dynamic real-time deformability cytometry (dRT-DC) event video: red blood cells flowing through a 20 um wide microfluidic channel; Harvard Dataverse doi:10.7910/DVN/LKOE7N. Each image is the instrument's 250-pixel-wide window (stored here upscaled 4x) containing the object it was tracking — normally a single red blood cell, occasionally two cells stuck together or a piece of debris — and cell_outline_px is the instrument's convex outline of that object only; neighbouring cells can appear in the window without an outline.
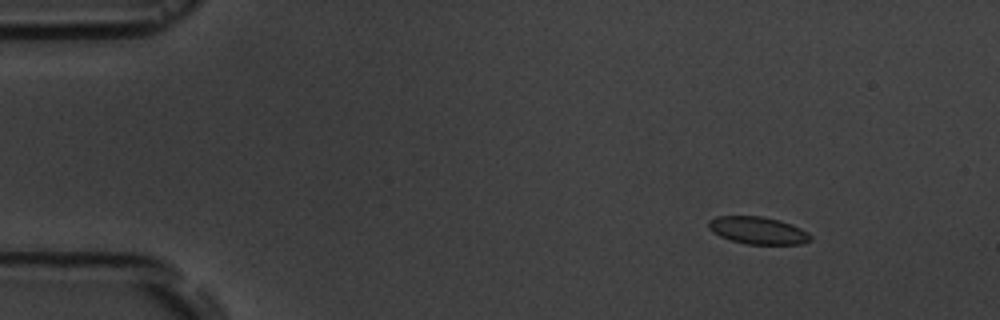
{"species": "common noctule bat (a hibernating species)", "species_latin": "Nyctalus noctula", "temperature_condition": "room temperature", "stored_images_in_passage": 16, "camera_frame_rate_fps": 3000, "um_per_image_px": 0.085, "animal": {"sex": "male", "body_mass_g": 19.5, "forearm_length_mm": 54.6}, "frame": {"image": 1, "passage_image": 2, "time_ms": 1.0, "image_size_px": [1000, 320], "cell_outline_px": [[812, 240], [800, 244], [748, 244], [732, 240], [720, 236], [712, 232], [708, 228], [708, 220], [716, 216], [760, 216], [780, 220], [792, 224], [808, 232], [812, 236]], "centroid_in_image_um": [64.42, 19.58], "position_along_channel_um": 20.6, "area_um2": 16.3}}
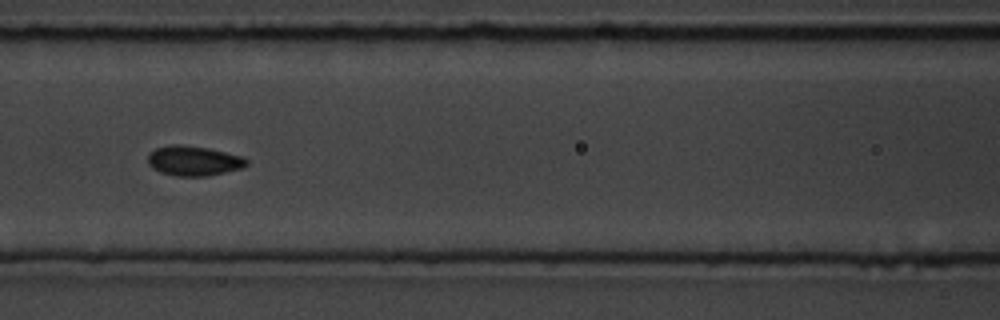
{"frame": {"image": 2, "passage_image": 7, "time_ms": 7.0, "image_size_px": [1000, 320], "cell_outline_px": [[248, 164], [244, 168], [208, 176], [176, 176], [160, 172], [152, 168], [148, 164], [148, 152], [156, 148], [172, 144], [180, 144], [208, 148], [244, 156], [248, 160]], "centroid_in_image_um": [16.48, 13.67], "position_along_channel_um": 150.1, "area_um2": 17.46}}
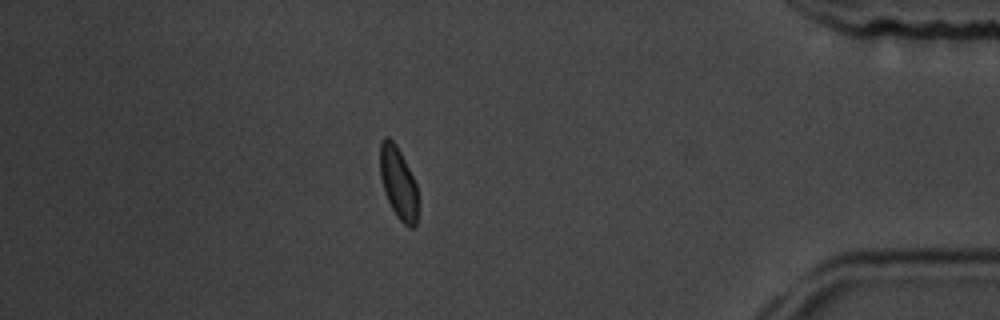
{"frame": {"image": 3, "passage_image": 14, "time_ms": 15.0, "image_size_px": [1000, 320], "cell_outline_px": [[416, 224], [412, 228], [408, 228], [396, 216], [384, 192], [380, 176], [380, 140], [384, 136], [388, 136], [396, 144], [416, 184]], "centroid_in_image_um": [33.82, 15.52], "position_along_channel_um": 401.4, "area_um2": 15.66}, "authors_computed_cell_mechanics": {"area_um2": 16.2996, "velocity_mm_per_s": 3.6453, "shape_relaxation_time_tau1_ms": 1.4885, "shape_relaxation_time_tau2_ms": null, "deformation_change_tau1": 0.053, "deformation_change_tau2": null}}